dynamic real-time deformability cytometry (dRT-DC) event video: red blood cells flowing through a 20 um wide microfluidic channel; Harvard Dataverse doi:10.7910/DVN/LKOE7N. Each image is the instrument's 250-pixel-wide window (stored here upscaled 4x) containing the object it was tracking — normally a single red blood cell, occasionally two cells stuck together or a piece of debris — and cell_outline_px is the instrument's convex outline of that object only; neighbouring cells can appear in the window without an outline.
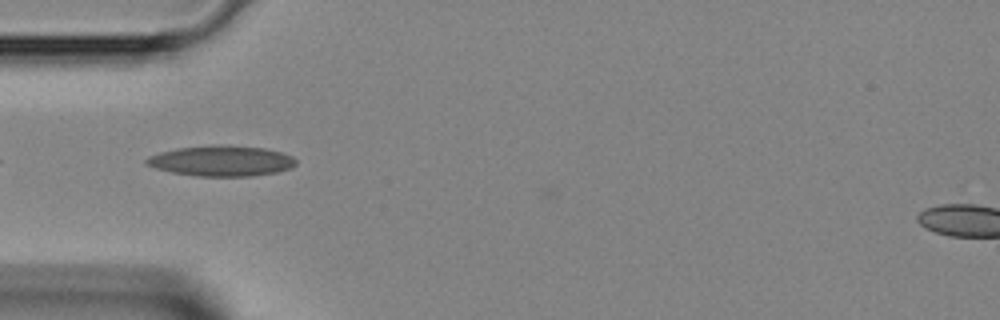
{"species": "Egyptian fruit bat (a non-hibernating species)", "species_latin": "Rousettus aegyptiacus", "temperature_condition": "room temperature", "stored_images_in_passage": 23, "camera_frame_rate_fps": 3000, "um_per_image_px": 0.085, "animal": {"sex": "female"}, "frame": {"image": 1, "passage_image": 7, "time_ms": 2.0, "image_size_px": [1000, 320], "cell_outline_px": [[296, 164], [292, 168], [276, 172], [252, 176], [196, 176], [172, 172], [156, 168], [144, 164], [144, 160], [148, 156], [160, 152], [176, 148], [212, 144], [228, 144], [264, 148], [280, 152], [292, 156], [296, 160]], "centroid_in_image_um": [18.8, 13.66], "position_along_channel_um": 66.2, "area_um2": 26.93}}
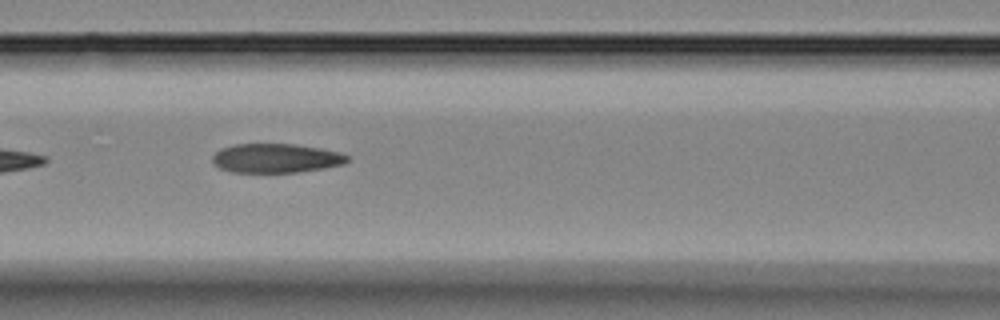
{"frame": {"image": 2, "passage_image": 12, "time_ms": 3.667, "image_size_px": [1000, 320], "cell_outline_px": [[348, 160], [344, 164], [324, 168], [300, 172], [232, 172], [220, 168], [212, 164], [212, 156], [220, 148], [236, 144], [296, 144], [320, 148], [340, 152], [348, 156]], "centroid_in_image_um": [23.44, 13.44], "position_along_channel_um": 143.2, "area_um2": 23.0}}
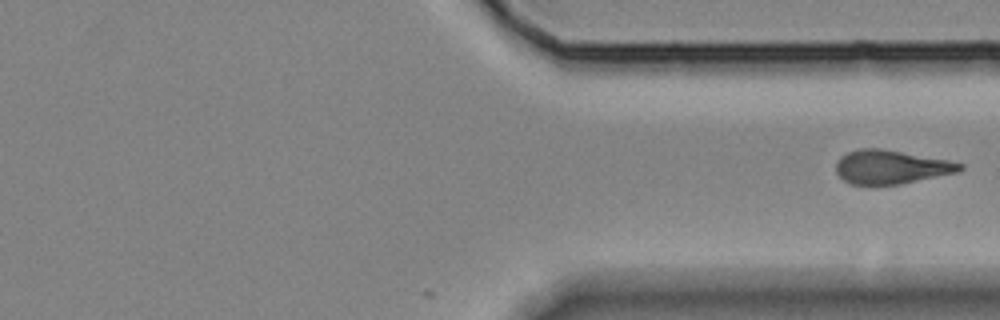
{"frame": {"image": 3, "passage_image": 23, "time_ms": 7.333, "image_size_px": [1000, 320], "cell_outline_px": [[964, 168], [956, 172], [900, 184], [852, 184], [844, 180], [836, 172], [836, 160], [840, 156], [848, 152], [860, 148], [880, 148], [948, 160], [964, 164]], "centroid_in_image_um": [75.71, 14.18], "position_along_channel_um": 335.7, "area_um2": 24.1}}